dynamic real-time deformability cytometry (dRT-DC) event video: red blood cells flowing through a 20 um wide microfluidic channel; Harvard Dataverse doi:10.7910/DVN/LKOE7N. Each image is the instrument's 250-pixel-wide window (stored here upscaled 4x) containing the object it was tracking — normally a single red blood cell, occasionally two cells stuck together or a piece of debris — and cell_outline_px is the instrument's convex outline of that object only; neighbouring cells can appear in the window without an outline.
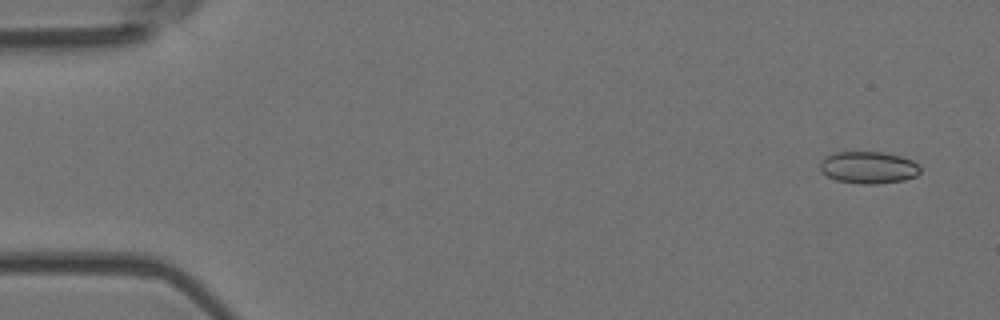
{"species": "Egyptian fruit bat (a non-hibernating species)", "species_latin": "Rousettus aegyptiacus", "temperature_condition": "room temperature", "stored_images_in_passage": 12, "camera_frame_rate_fps": 3000, "um_per_image_px": 0.085, "animal": {"sex": "female"}, "frame": {"image": 1, "passage_image": 1, "time_ms": 0.0, "image_size_px": [1000, 320], "cell_outline_px": [[920, 172], [916, 176], [904, 180], [876, 184], [860, 184], [836, 180], [820, 172], [820, 160], [824, 156], [836, 152], [884, 152], [900, 156], [912, 160], [920, 168]], "centroid_in_image_um": [73.78, 14.23], "position_along_channel_um": 11.2, "area_um2": 18.84}}